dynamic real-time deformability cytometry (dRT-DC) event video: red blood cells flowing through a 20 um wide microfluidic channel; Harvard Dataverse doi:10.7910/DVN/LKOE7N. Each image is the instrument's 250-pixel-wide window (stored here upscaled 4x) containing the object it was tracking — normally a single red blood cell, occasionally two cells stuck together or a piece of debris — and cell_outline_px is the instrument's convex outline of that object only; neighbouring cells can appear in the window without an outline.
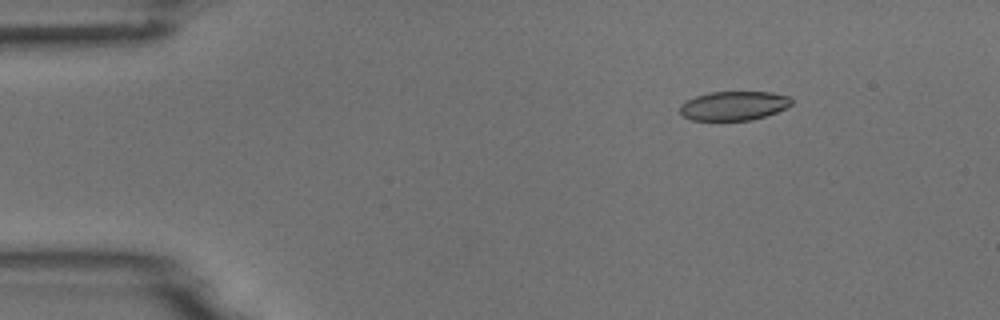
{"species": "common noctule bat (a hibernating species)", "species_latin": "Nyctalus noctula", "temperature_condition": "room temperature", "stored_images_in_passage": 5, "camera_frame_rate_fps": 3000, "um_per_image_px": 0.085, "animal": {"sex": "male", "body_mass_g": 18.8}, "frame": {"image": 1, "passage_image": 2, "time_ms": 1.333, "image_size_px": [1000, 320], "cell_outline_px": [[792, 104], [776, 112], [752, 120], [692, 120], [684, 116], [680, 112], [680, 104], [696, 96], [708, 92], [772, 92], [788, 96], [792, 100]], "centroid_in_image_um": [62.36, 8.98], "position_along_channel_um": 22.6, "area_um2": 18.79}}
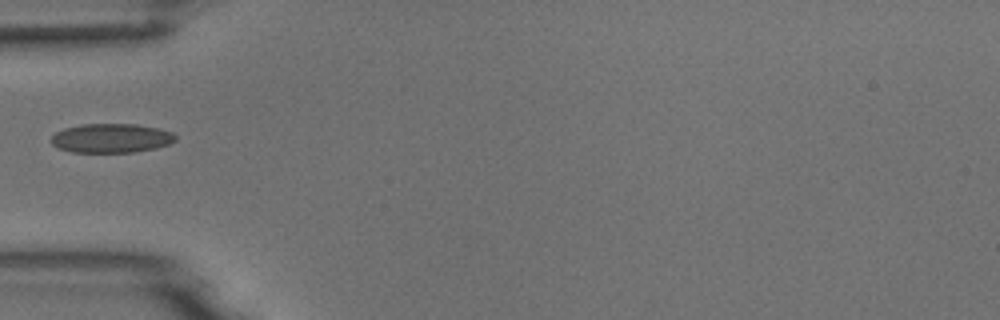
{"frame": {"image": 2, "passage_image": 5, "time_ms": 4.667, "image_size_px": [1000, 320], "cell_outline_px": [[176, 140], [168, 144], [156, 148], [136, 152], [72, 152], [60, 148], [52, 144], [48, 140], [56, 132], [64, 128], [84, 124], [136, 124], [156, 128], [172, 132], [176, 136]], "centroid_in_image_um": [9.44, 11.74], "position_along_channel_um": 75.6, "area_um2": 21.1}}